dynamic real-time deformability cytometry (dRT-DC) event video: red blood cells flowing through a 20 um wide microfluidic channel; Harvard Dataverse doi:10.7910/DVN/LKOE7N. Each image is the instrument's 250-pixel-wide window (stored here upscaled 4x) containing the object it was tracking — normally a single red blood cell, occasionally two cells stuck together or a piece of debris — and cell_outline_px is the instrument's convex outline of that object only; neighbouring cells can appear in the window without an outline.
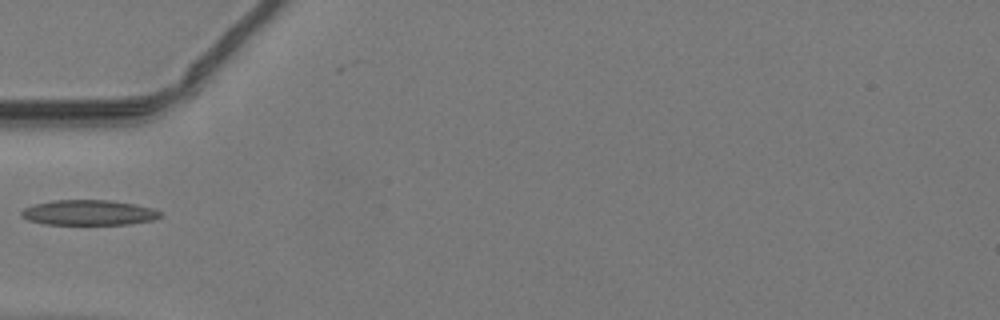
{"species": "common noctule bat (a hibernating species)", "species_latin": "Nyctalus noctula", "temperature_condition": "warm", "stored_images_in_passage": 32, "camera_frame_rate_fps": 3000, "um_per_image_px": 0.085, "animal": {"sex": "male", "body_mass_g": 19.2, "forearm_length_mm": 51.8}, "frame": {"image": 1, "passage_image": 1, "time_ms": 0.0, "image_size_px": [1000, 320], "cell_outline_px": [[160, 216], [152, 220], [128, 224], [44, 224], [28, 220], [20, 216], [20, 212], [24, 208], [36, 204], [52, 200], [112, 200], [152, 208], [160, 212]], "centroid_in_image_um": [7.49, 18.07], "position_along_channel_um": 77.5, "area_um2": 20.23}}
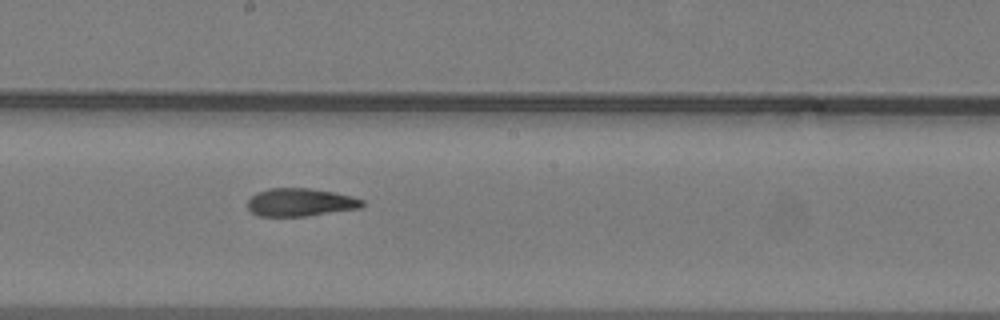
{"frame": {"image": 2, "passage_image": 11, "time_ms": 3.333, "image_size_px": [1000, 320], "cell_outline_px": [[364, 204], [360, 208], [308, 216], [256, 216], [248, 208], [248, 200], [256, 192], [268, 188], [308, 188], [332, 192], [352, 196], [364, 200]], "centroid_in_image_um": [25.51, 17.2], "position_along_channel_um": 222.7, "area_um2": 18.73}}
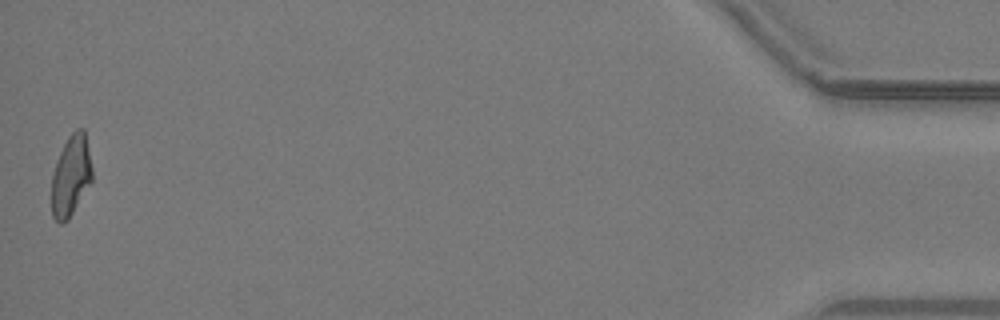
{"frame": {"image": 3, "passage_image": 32, "time_ms": 10.333, "image_size_px": [1000, 320], "cell_outline_px": [[92, 180], [68, 220], [60, 224], [52, 216], [52, 172], [60, 152], [68, 136], [76, 128], [84, 128], [92, 168]], "centroid_in_image_um": [6.02, 14.93], "position_along_channel_um": 429.2, "area_um2": 18.96}}